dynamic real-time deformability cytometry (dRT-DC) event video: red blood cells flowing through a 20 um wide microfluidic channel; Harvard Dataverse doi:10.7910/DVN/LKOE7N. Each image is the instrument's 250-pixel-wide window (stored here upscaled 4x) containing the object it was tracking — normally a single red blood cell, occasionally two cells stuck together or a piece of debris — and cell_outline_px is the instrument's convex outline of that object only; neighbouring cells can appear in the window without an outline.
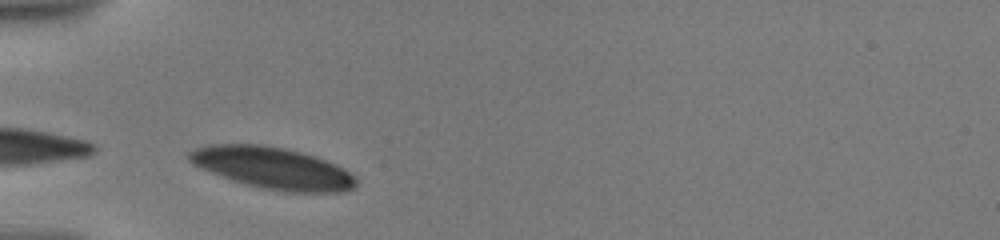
{"species": "human", "species_latin": "Homo sapiens", "temperature_condition": "warm", "stored_images_in_passage": 17, "camera_frame_rate_fps": 3000, "um_per_image_px": 0.085, "donor": {"sex": "male"}, "frame": {"image": 1, "passage_image": 3, "time_ms": 1.0, "image_size_px": [1000, 240], "cell_outline_px": [[356, 184], [352, 188], [344, 192], [288, 192], [260, 188], [212, 172], [188, 160], [188, 152], [196, 148], [208, 144], [264, 144], [284, 148], [316, 156], [336, 164], [356, 176]], "centroid_in_image_um": [23.23, 14.27], "position_along_channel_um": 61.8, "area_um2": 40.17}}
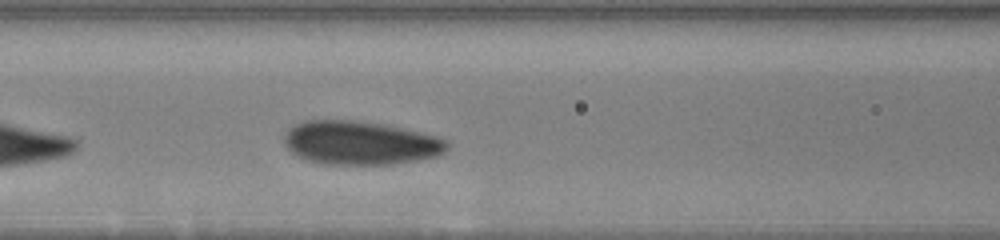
{"frame": {"image": 2, "passage_image": 8, "time_ms": 3.333, "image_size_px": [1000, 240], "cell_outline_px": [[448, 148], [444, 152], [436, 156], [416, 160], [392, 164], [320, 164], [296, 156], [284, 144], [284, 136], [288, 128], [304, 120], [356, 120], [388, 124], [436, 136], [448, 140]], "centroid_in_image_um": [30.61, 12.13], "position_along_channel_um": 136.0, "area_um2": 41.73}}
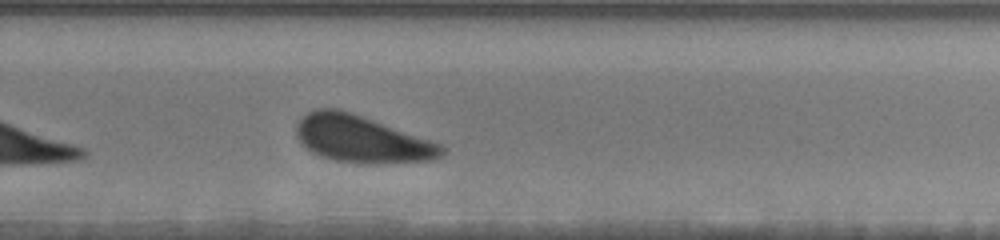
{"frame": {"image": 3, "passage_image": 17, "time_ms": 8.0, "image_size_px": [1000, 240], "cell_outline_px": [[444, 152], [440, 156], [432, 160], [372, 164], [364, 164], [336, 160], [320, 156], [312, 152], [300, 144], [296, 136], [296, 124], [308, 112], [316, 108], [340, 108], [352, 112], [440, 144], [444, 148]], "centroid_in_image_um": [30.68, 11.82], "position_along_channel_um": 299.1, "area_um2": 39.65}}